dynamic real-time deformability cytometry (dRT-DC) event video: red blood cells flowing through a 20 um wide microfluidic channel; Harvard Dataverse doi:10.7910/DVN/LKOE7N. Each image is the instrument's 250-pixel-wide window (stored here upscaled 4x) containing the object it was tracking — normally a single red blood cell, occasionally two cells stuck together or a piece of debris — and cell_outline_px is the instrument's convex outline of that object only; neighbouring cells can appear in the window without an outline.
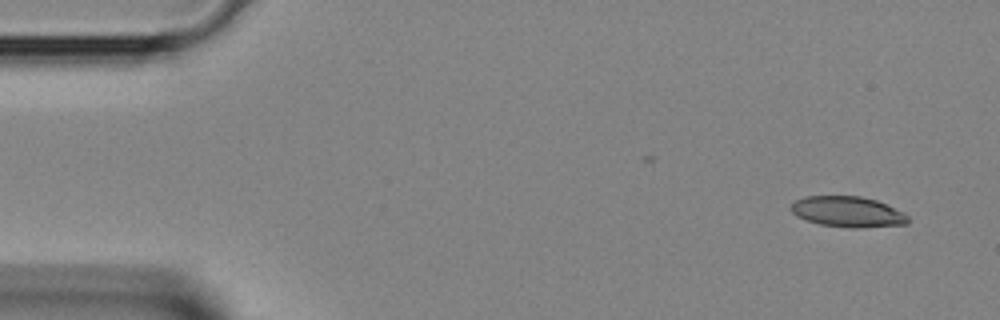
{"species": "Egyptian fruit bat (a non-hibernating species)", "species_latin": "Rousettus aegyptiacus", "temperature_condition": "room temperature", "stored_images_in_passage": 2, "camera_frame_rate_fps": 3000, "um_per_image_px": 0.085, "animal": {"sex": "female"}, "frame": {"image": 1, "passage_image": 2, "time_ms": 0.333, "image_size_px": [1000, 320], "cell_outline_px": [[908, 224], [864, 228], [852, 228], [820, 224], [796, 216], [788, 208], [792, 200], [804, 196], [860, 196], [876, 200], [904, 212], [908, 216]], "centroid_in_image_um": [72.02, 17.99], "position_along_channel_um": 13.0, "area_um2": 21.15}}